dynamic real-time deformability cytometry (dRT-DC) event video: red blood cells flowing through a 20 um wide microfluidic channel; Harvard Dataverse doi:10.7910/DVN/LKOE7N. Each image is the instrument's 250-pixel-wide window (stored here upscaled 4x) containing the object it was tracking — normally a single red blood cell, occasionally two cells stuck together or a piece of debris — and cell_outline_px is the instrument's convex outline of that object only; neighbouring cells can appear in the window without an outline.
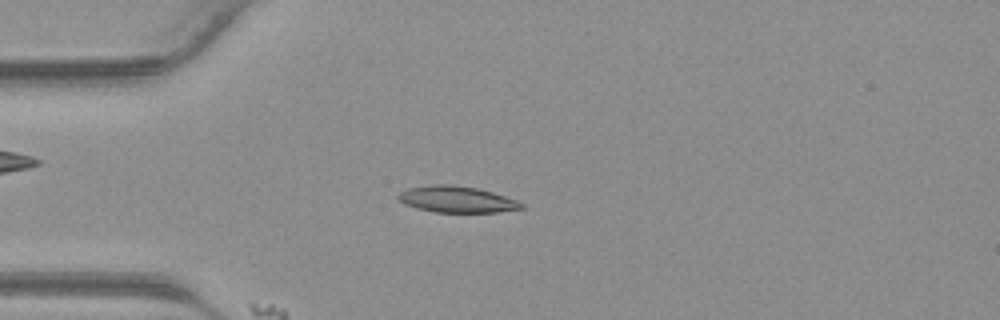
{"species": "common noctule bat (a hibernating species)", "species_latin": "Nyctalus noctula", "temperature_condition": "warm", "stored_images_in_passage": 17, "camera_frame_rate_fps": 3000, "um_per_image_px": 0.085, "animal": {"sex": "male", "body_mass_g": 23.1, "forearm_length_mm": 52.7}, "frame": {"image": 1, "passage_image": 9, "time_ms": 2.667, "image_size_px": [1000, 320], "cell_outline_px": [[524, 208], [496, 212], [436, 212], [416, 208], [404, 204], [396, 196], [400, 192], [408, 188], [432, 184], [452, 184], [476, 188], [492, 192], [516, 200], [524, 204]], "centroid_in_image_um": [38.8, 16.94], "position_along_channel_um": 46.2, "area_um2": 18.84}}